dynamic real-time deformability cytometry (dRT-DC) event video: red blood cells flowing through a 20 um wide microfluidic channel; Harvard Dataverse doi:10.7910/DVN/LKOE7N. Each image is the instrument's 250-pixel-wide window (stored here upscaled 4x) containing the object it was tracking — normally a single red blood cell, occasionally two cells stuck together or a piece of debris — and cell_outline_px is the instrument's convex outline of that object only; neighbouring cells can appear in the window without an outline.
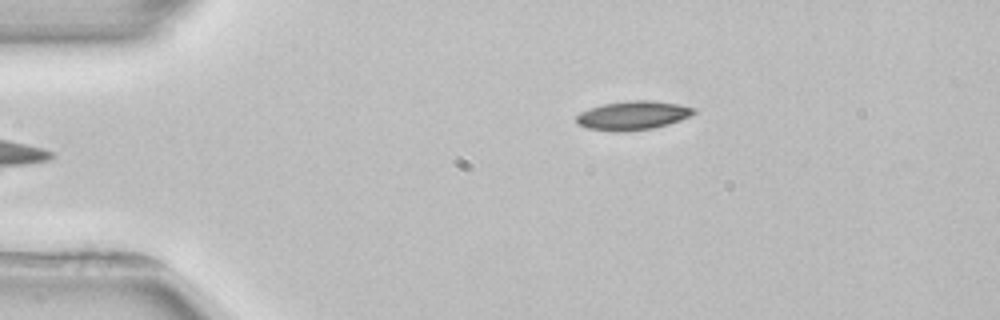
{"species": "common noctule bat (a hibernating species)", "species_latin": "Nyctalus noctula", "temperature_condition": "room temperature", "stored_images_in_passage": 4, "camera_frame_rate_fps": 3000, "um_per_image_px": 0.085, "animal": {"sex": "female", "body_mass_g": 22.7, "forearm_length_mm": 54.2}, "frame": {"image": 1, "passage_image": 4, "time_ms": 4.0, "image_size_px": [1000, 320], "cell_outline_px": [[696, 112], [680, 120], [668, 124], [652, 128], [620, 132], [616, 132], [584, 128], [576, 124], [576, 116], [580, 112], [588, 108], [604, 104], [632, 100], [648, 100], [676, 104], [696, 108]], "centroid_in_image_um": [53.73, 9.82], "position_along_channel_um": 31.3, "area_um2": 19.71}}